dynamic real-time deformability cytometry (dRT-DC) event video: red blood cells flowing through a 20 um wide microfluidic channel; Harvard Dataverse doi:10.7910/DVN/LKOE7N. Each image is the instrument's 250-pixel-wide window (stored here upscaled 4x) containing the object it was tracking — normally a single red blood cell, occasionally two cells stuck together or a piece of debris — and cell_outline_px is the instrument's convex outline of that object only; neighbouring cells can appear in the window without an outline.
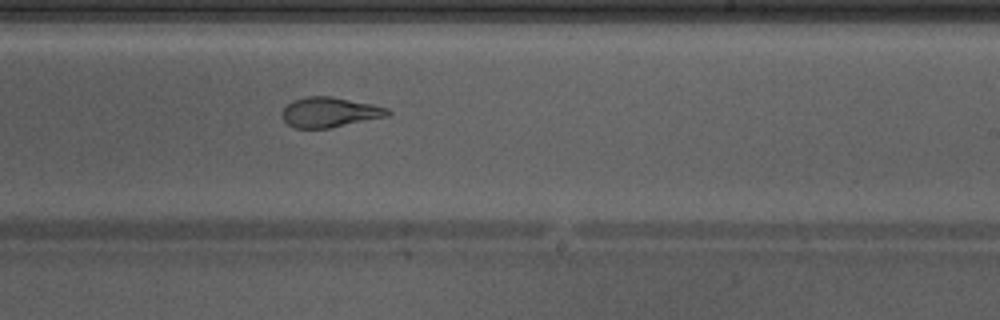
{"species": "Egyptian fruit bat (a non-hibernating species)", "species_latin": "Rousettus aegyptiacus", "temperature_condition": "warm", "stored_images_in_passage": 33, "camera_frame_rate_fps": 3000, "um_per_image_px": 0.085, "animal": {"sex": "male"}, "frame": {"image": 1, "passage_image": 15, "time_ms": 4.667, "image_size_px": [1000, 320], "cell_outline_px": [[392, 112], [388, 116], [332, 128], [292, 128], [280, 116], [284, 108], [292, 100], [304, 96], [332, 96], [372, 104], [388, 108]], "centroid_in_image_um": [28.01, 9.54], "position_along_channel_um": 261.0, "area_um2": 18.73}, "authors_computed_cell_mechanics": {"area_um2": 19.5364, "velocity_mm_per_s": 4.2896, "shape_relaxation_time_tau1_ms": null, "shape_relaxation_time_tau2_ms": 1.0323, "deformation_change_tau1": null, "deformation_change_tau2": 0.0904}}